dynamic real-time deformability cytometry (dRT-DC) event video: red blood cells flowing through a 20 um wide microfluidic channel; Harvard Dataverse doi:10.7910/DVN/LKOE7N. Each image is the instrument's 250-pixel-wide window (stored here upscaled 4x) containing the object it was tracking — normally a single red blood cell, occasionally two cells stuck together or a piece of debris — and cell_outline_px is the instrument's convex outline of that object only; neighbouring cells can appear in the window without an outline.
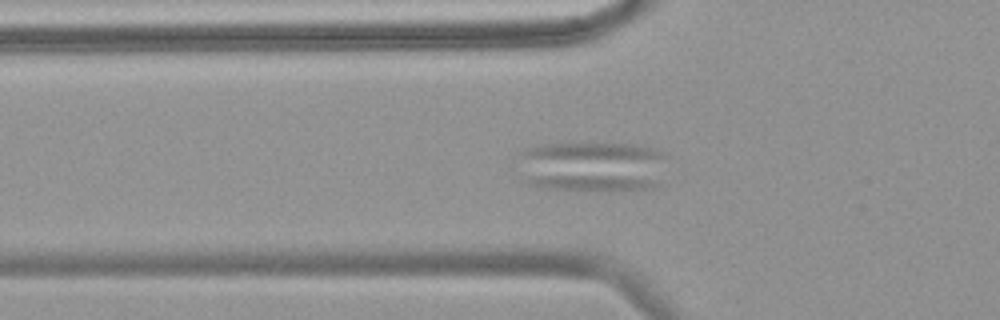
{"species": "common noctule bat (a hibernating species)", "species_latin": "Nyctalus noctula", "temperature_condition": "warm", "stored_images_in_passage": 63, "segment_of_instrument_passage": [1, 2], "camera_frame_rate_fps": 3000, "um_per_image_px": 0.085, "animal": {"sex": "female", "body_mass_g": 18.4}, "frame": {"image": 1, "passage_image": 23, "time_ms": 7.333, "image_size_px": [1000, 320], "cell_outline_px": [[668, 152], [660, 184], [656, 188], [536, 188], [528, 184], [524, 180], [520, 152], [524, 148], [536, 144], [628, 144]], "centroid_in_image_um": [50.36, 14.12], "position_along_channel_um": 75.4, "area_um2": 43.41}}
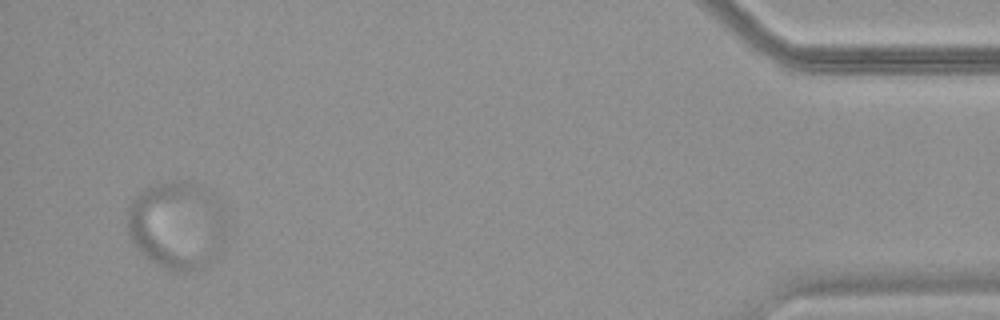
{"frame": {"image": 2, "passage_image": 60, "time_ms": 19.667, "image_size_px": [1000, 320], "cell_outline_px": [[216, 256], [204, 268], [196, 272], [176, 272], [164, 268], [152, 260], [132, 240], [128, 232], [128, 208], [132, 200], [136, 196], [148, 188], [156, 184], [176, 180], [184, 180], [188, 184], [216, 252]], "centroid_in_image_um": [14.51, 19.35], "position_along_channel_um": 420.7, "area_um2": 41.79}}